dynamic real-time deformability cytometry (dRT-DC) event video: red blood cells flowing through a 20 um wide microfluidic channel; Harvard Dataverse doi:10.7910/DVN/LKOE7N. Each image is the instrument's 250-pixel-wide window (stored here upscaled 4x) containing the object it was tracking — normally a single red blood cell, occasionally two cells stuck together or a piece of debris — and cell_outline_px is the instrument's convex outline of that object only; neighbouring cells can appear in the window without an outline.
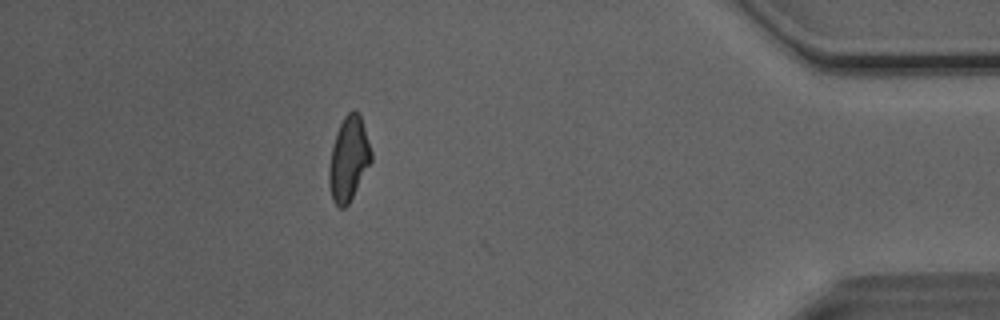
{"species": "Egyptian fruit bat (a non-hibernating species)", "species_latin": "Rousettus aegyptiacus", "temperature_condition": "room temperature", "stored_images_in_passage": 45, "camera_frame_rate_fps": 3000, "um_per_image_px": 0.085, "animal": {"sex": "male"}, "frame": {"image": 1, "passage_image": 44, "time_ms": 14.333, "image_size_px": [1000, 320], "cell_outline_px": [[372, 160], [348, 204], [344, 208], [340, 208], [332, 200], [328, 184], [328, 168], [332, 148], [336, 132], [344, 116], [352, 108], [356, 108], [360, 116], [372, 152]], "centroid_in_image_um": [29.62, 13.49], "position_along_channel_um": 405.6, "area_um2": 20.63}, "authors_computed_cell_mechanics": {"area_um2": 21.5016, "velocity_mm_per_s": 4.091, "shape_relaxation_time_tau1_ms": 4.1711, "shape_relaxation_time_tau2_ms": 1.9555, "deformation_change_tau1": 0.1361, "deformation_change_tau2": 0.0806}}